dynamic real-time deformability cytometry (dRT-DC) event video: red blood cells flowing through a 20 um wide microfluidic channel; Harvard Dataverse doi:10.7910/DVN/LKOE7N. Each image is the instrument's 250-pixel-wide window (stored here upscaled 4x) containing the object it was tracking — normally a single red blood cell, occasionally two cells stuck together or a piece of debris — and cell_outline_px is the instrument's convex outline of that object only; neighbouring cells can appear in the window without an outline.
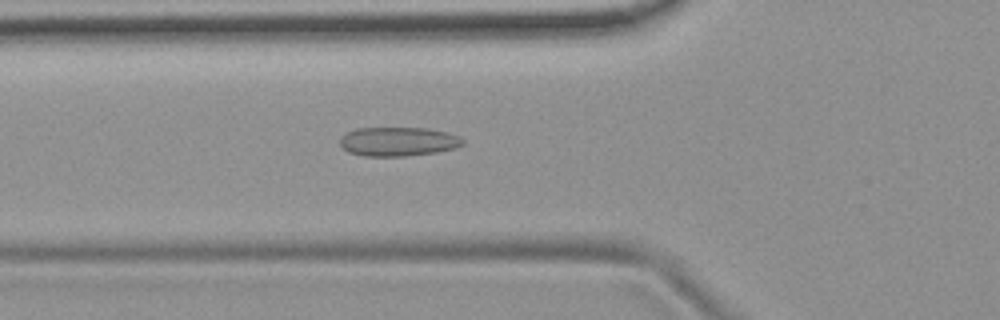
{"species": "common noctule bat (a hibernating species)", "species_latin": "Nyctalus noctula", "temperature_condition": "room temperature", "stored_images_in_passage": 53, "camera_frame_rate_fps": 3000, "um_per_image_px": 0.085, "animal": {"sex": "female", "body_mass_g": 19.9}, "frame": {"image": 1, "passage_image": 19, "time_ms": 6.0, "image_size_px": [1000, 320], "cell_outline_px": [[464, 144], [456, 148], [436, 152], [404, 156], [364, 156], [348, 152], [340, 144], [340, 136], [356, 128], [428, 128], [448, 132], [460, 136], [464, 140]], "centroid_in_image_um": [33.86, 12.03], "position_along_channel_um": 91.9, "area_um2": 20.92}}
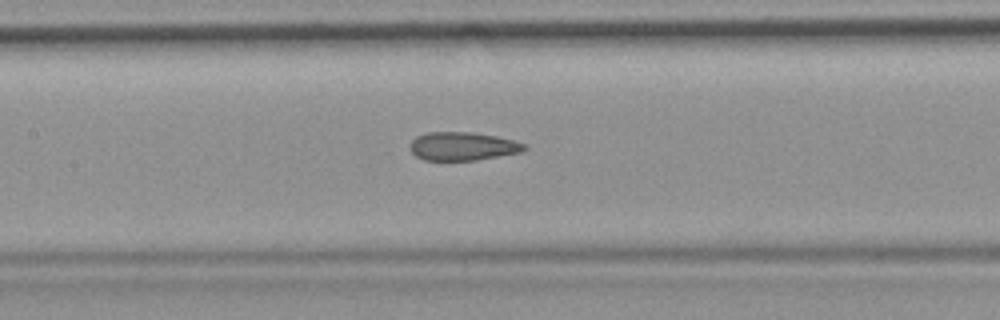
{"frame": {"image": 2, "passage_image": 25, "time_ms": 8.0, "image_size_px": [1000, 320], "cell_outline_px": [[528, 148], [520, 152], [476, 160], [424, 160], [416, 156], [408, 148], [408, 144], [416, 136], [428, 132], [468, 132], [496, 136], [512, 140], [524, 144]], "centroid_in_image_um": [39.27, 12.43], "position_along_channel_um": 168.1, "area_um2": 18.84}}
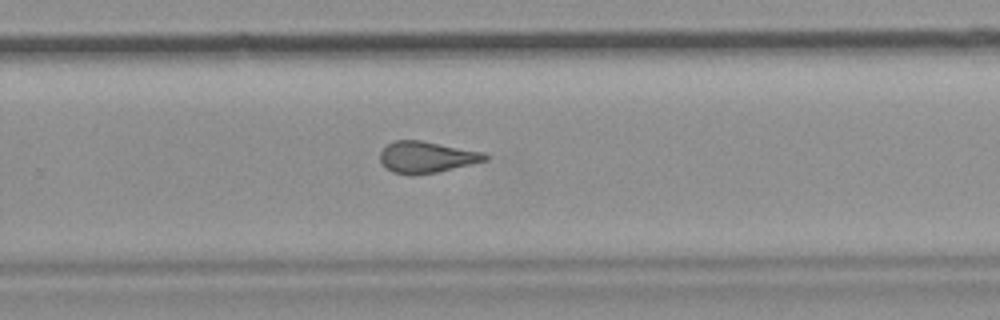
{"frame": {"image": 3, "passage_image": 35, "time_ms": 11.333, "image_size_px": [1000, 320], "cell_outline_px": [[488, 160], [436, 172], [392, 172], [380, 160], [380, 152], [388, 144], [396, 140], [420, 140], [484, 152], [488, 156]], "centroid_in_image_um": [36.3, 13.31], "position_along_channel_um": 293.5, "area_um2": 18.44}, "authors_computed_cell_mechanics": {"area_um2": 20.1722, "velocity_mm_per_s": 3.7843, "shape_relaxation_time_tau1_ms": null, "shape_relaxation_time_tau2_ms": 2.4228, "deformation_change_tau1": null, "deformation_change_tau2": 0.103}}